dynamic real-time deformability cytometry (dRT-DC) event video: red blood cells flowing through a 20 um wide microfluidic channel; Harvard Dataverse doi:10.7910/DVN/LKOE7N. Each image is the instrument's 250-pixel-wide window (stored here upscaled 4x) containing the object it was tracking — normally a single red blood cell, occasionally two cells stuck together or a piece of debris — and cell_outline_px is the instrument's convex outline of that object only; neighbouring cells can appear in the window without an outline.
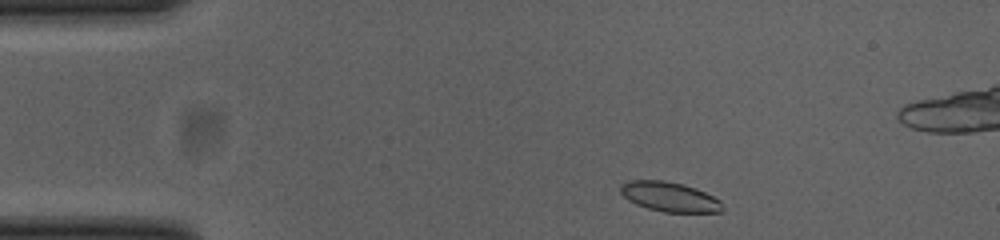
{"species": "common noctule bat (a hibernating species)", "species_latin": "Nyctalus noctula", "temperature_condition": "cold", "stored_images_in_passage": 48, "camera_frame_rate_fps": 3000, "um_per_image_px": 0.085, "animal": {"sex": "female", "body_mass_g": 23.0, "forearm_length_mm": 53.4}, "frame": {"image": 1, "passage_image": 3, "time_ms": 0.667, "image_size_px": [1000, 240], "cell_outline_px": [[724, 208], [720, 212], [664, 212], [648, 208], [636, 204], [628, 200], [620, 192], [620, 184], [628, 180], [664, 180], [684, 184], [696, 188], [720, 200]], "centroid_in_image_um": [56.9, 16.72], "position_along_channel_um": 28.1, "area_um2": 17.69}}
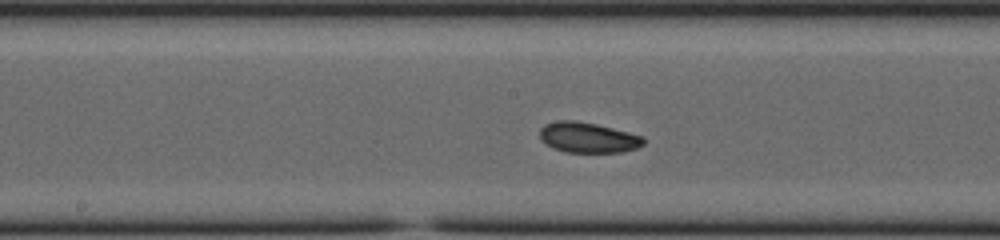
{"frame": {"image": 2, "passage_image": 21, "time_ms": 6.667, "image_size_px": [1000, 240], "cell_outline_px": [[644, 144], [636, 148], [620, 152], [564, 152], [552, 148], [540, 136], [540, 128], [544, 124], [556, 120], [576, 120], [596, 124], [644, 136]], "centroid_in_image_um": [49.97, 11.68], "position_along_channel_um": 198.2, "area_um2": 18.32}}
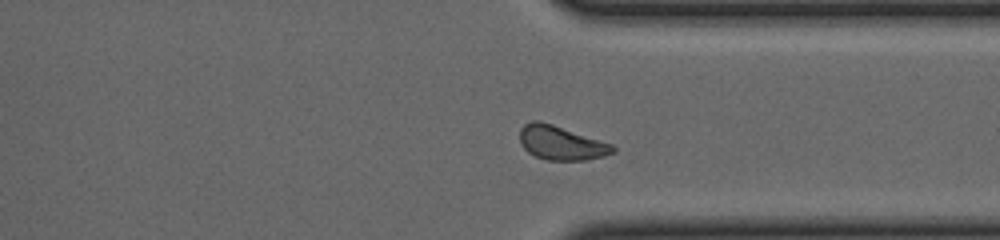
{"frame": {"image": 3, "passage_image": 34, "time_ms": 11.0, "image_size_px": [1000, 240], "cell_outline_px": [[616, 152], [604, 156], [588, 160], [548, 160], [536, 156], [528, 152], [520, 144], [520, 128], [524, 124], [532, 120], [540, 120], [612, 144], [616, 148]], "centroid_in_image_um": [47.69, 12.15], "position_along_channel_um": 363.7, "area_um2": 18.5}, "authors_computed_cell_mechanics": {"area_um2": 18.2648, "velocity_mm_per_s": 3.8206, "shape_relaxation_time_tau1_ms": 6.0085, "shape_relaxation_time_tau2_ms": 4.0701, "deformation_change_tau1": 0.0921, "deformation_change_tau2": 0.0745}}